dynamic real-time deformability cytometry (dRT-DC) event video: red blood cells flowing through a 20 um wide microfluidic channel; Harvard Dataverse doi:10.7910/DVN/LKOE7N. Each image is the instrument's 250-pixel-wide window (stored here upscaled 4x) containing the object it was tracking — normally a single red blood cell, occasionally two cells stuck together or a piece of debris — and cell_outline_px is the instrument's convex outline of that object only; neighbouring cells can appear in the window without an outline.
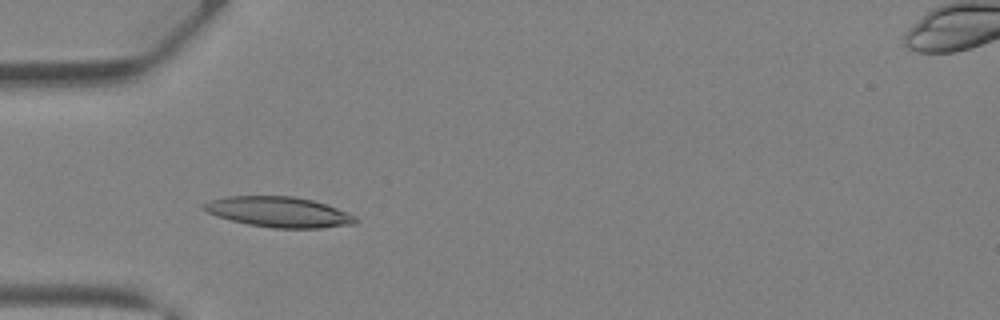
{"species": "Egyptian fruit bat (a non-hibernating species)", "species_latin": "Rousettus aegyptiacus", "temperature_condition": "warm", "stored_images_in_passage": 37, "camera_frame_rate_fps": 3000, "um_per_image_px": 0.085, "animal": {"sex": "female"}, "frame": {"image": 1, "passage_image": 10, "time_ms": 3.0, "image_size_px": [1000, 320], "cell_outline_px": [[360, 220], [356, 224], [320, 228], [272, 228], [248, 224], [216, 216], [200, 208], [204, 204], [212, 200], [228, 196], [292, 196], [312, 200], [348, 212], [356, 216]], "centroid_in_image_um": [23.74, 18.03], "position_along_channel_um": 61.3, "area_um2": 26.82}}
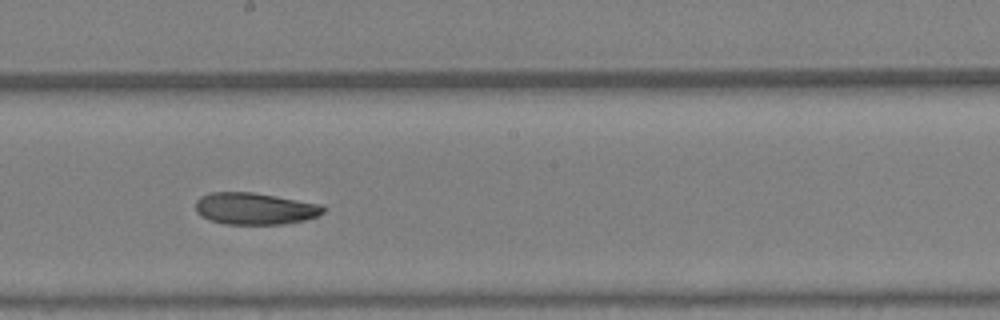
{"frame": {"image": 2, "passage_image": 20, "time_ms": 6.333, "image_size_px": [1000, 320], "cell_outline_px": [[328, 208], [324, 212], [316, 216], [304, 220], [284, 224], [224, 224], [208, 220], [200, 216], [196, 212], [196, 200], [200, 196], [212, 192], [252, 192], [276, 196], [320, 204]], "centroid_in_image_um": [21.64, 17.73], "position_along_channel_um": 226.6, "area_um2": 23.81}}
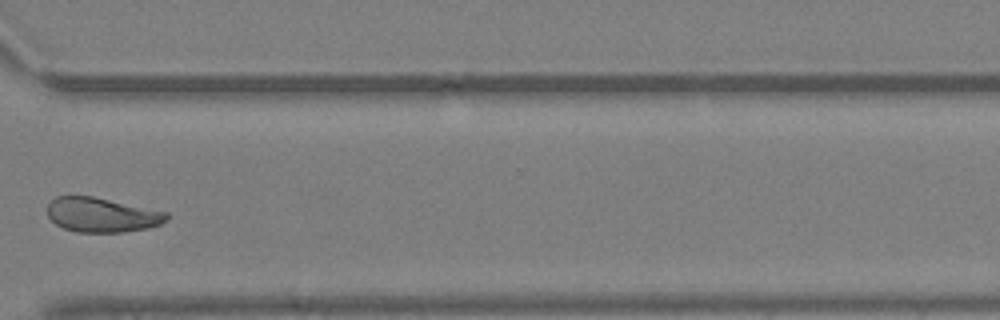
{"frame": {"image": 3, "passage_image": 28, "time_ms": 9.0, "image_size_px": [1000, 320], "cell_outline_px": [[168, 220], [160, 224], [148, 228], [124, 232], [76, 232], [64, 228], [56, 224], [48, 216], [48, 204], [56, 196], [92, 196], [168, 212]], "centroid_in_image_um": [8.67, 18.27], "position_along_channel_um": 361.9, "area_um2": 23.93}}